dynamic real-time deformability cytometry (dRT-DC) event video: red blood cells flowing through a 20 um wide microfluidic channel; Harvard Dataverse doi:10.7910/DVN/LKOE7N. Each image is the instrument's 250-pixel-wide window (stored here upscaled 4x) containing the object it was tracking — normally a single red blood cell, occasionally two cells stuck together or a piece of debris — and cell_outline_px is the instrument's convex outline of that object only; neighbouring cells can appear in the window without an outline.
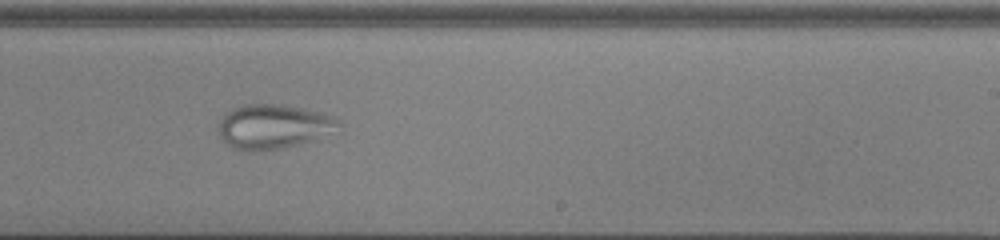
{"species": "common noctule bat (a hibernating species)", "species_latin": "Nyctalus noctula", "temperature_condition": "cold", "stored_images_in_passage": 37, "camera_frame_rate_fps": 3000, "um_per_image_px": 0.085, "animal": {"sex": "male", "body_mass_g": 13.0, "forearm_length_mm": 53.1}, "frame": {"image": 1, "passage_image": 18, "time_ms": 5.667, "image_size_px": [1000, 240], "cell_outline_px": [[340, 124], [320, 140], [284, 148], [244, 152], [232, 148], [220, 136], [220, 120], [232, 108], [244, 104], [280, 104], [324, 112], [340, 120]], "centroid_in_image_um": [23.27, 10.77], "position_along_channel_um": 265.7, "area_um2": 31.33}}
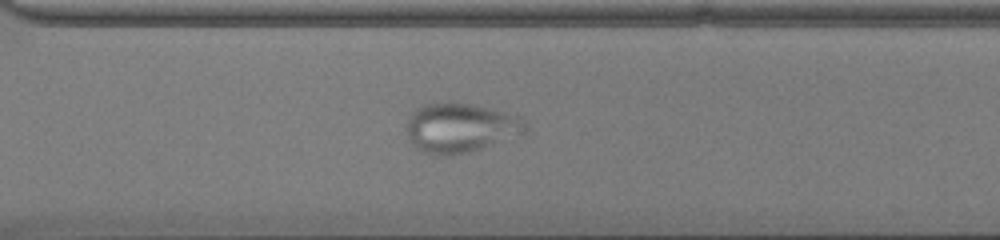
{"frame": {"image": 2, "passage_image": 23, "time_ms": 7.333, "image_size_px": [1000, 240], "cell_outline_px": [[528, 128], [492, 144], [468, 152], [452, 156], [432, 156], [416, 148], [408, 140], [404, 128], [412, 112], [416, 108], [424, 104], [440, 100], [448, 100], [472, 104], [520, 116], [528, 124]], "centroid_in_image_um": [39.0, 10.84], "position_along_channel_um": 331.6, "area_um2": 34.56}}